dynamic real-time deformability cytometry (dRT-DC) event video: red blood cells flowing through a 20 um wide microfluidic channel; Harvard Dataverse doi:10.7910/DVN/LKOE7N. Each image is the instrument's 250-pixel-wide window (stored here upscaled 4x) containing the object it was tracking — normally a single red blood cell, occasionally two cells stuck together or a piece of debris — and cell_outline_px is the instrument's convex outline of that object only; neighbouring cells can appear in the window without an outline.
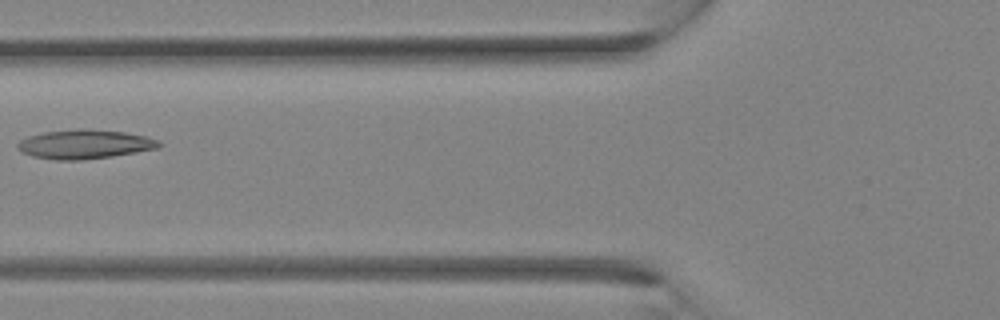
{"species": "Egyptian fruit bat (a non-hibernating species)", "species_latin": "Rousettus aegyptiacus", "temperature_condition": "room temperature", "stored_images_in_passage": 4, "camera_frame_rate_fps": 3000, "um_per_image_px": 0.085, "animal": {"sex": "female"}, "frame": {"image": 1, "passage_image": 4, "time_ms": 1.0, "image_size_px": [1000, 320], "cell_outline_px": [[164, 144], [156, 148], [136, 152], [112, 156], [84, 160], [56, 160], [32, 156], [20, 152], [16, 148], [16, 144], [20, 140], [28, 136], [44, 132], [76, 128], [84, 128], [124, 132], [148, 136], [160, 140]], "centroid_in_image_um": [7.19, 12.25], "position_along_channel_um": 118.6, "area_um2": 24.33}}